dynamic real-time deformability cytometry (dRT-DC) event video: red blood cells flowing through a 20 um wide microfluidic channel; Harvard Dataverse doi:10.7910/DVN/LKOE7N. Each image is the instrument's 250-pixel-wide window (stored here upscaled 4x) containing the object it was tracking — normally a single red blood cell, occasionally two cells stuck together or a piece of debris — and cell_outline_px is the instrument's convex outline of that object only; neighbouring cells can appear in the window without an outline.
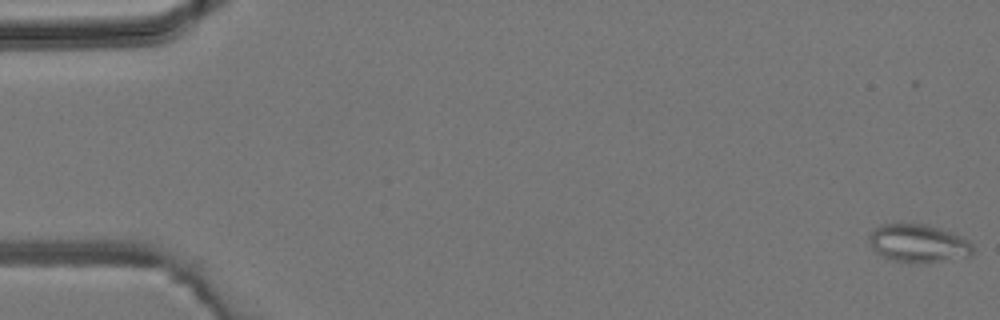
{"species": "common noctule bat (a hibernating species)", "species_latin": "Nyctalus noctula", "temperature_condition": "room temperature", "stored_images_in_passage": 13, "camera_frame_rate_fps": 3000, "um_per_image_px": 0.085, "animal": {"sex": "male", "body_mass_g": 19.2, "forearm_length_mm": 51.8}, "frame": {"image": 1, "passage_image": 1, "time_ms": 0.0, "image_size_px": [1000, 320], "cell_outline_px": [[972, 256], [940, 260], [896, 260], [884, 256], [876, 252], [872, 248], [868, 240], [868, 236], [876, 228], [884, 224], [924, 224], [940, 228], [952, 232], [968, 240], [972, 244]], "centroid_in_image_um": [78.06, 20.63], "position_along_channel_um": 6.9, "area_um2": 22.08}}